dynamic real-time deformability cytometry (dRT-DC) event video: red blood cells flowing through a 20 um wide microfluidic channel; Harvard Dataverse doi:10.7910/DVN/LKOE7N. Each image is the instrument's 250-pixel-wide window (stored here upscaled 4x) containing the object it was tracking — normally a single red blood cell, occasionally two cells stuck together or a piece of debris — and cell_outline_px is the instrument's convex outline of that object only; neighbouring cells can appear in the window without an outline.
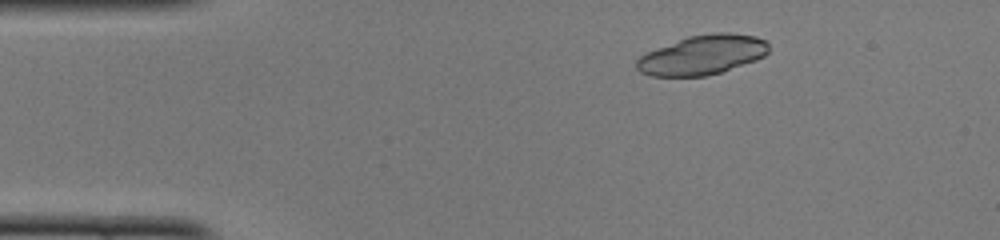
{"species": "common noctule bat (a hibernating species)", "species_latin": "Nyctalus noctula", "temperature_condition": "cold", "stored_images_in_passage": 48, "camera_frame_rate_fps": 3000, "um_per_image_px": 0.085, "animal": {"sex": "female", "body_mass_g": 22.0, "forearm_length_mm": 56.7}, "frame": {"image": 1, "passage_image": 7, "time_ms": 2.0, "image_size_px": [1000, 240], "cell_outline_px": [[768, 52], [764, 56], [756, 60], [720, 72], [704, 76], [652, 76], [640, 72], [636, 68], [636, 60], [640, 56], [656, 48], [688, 36], [716, 32], [728, 32], [756, 36], [764, 40], [768, 44]], "centroid_in_image_um": [59.7, 4.66], "position_along_channel_um": 25.3, "area_um2": 30.29}}